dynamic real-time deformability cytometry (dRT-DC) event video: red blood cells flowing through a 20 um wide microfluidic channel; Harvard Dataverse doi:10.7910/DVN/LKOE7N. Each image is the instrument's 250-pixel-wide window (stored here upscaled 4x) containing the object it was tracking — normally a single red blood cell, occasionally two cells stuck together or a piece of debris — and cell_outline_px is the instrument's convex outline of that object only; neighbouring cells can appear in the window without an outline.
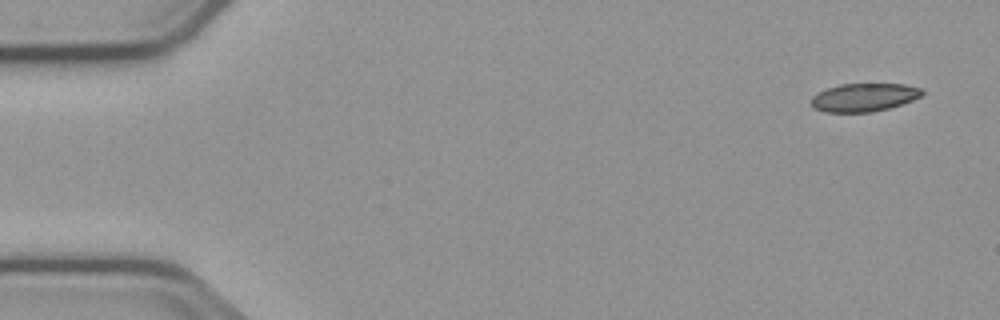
{"species": "common noctule bat (a hibernating species)", "species_latin": "Nyctalus noctula", "temperature_condition": "cold", "stored_images_in_passage": 3, "camera_frame_rate_fps": 3000, "um_per_image_px": 0.085, "animal": {"sex": "male", "body_mass_g": 23.1, "forearm_length_mm": 52.7}, "frame": {"image": 1, "passage_image": 1, "time_ms": 0.0, "image_size_px": [1000, 320], "cell_outline_px": [[924, 92], [920, 96], [912, 100], [888, 108], [872, 112], [824, 112], [816, 108], [812, 104], [812, 96], [828, 88], [840, 84], [904, 84], [920, 88]], "centroid_in_image_um": [73.44, 8.27], "position_along_channel_um": 11.6, "area_um2": 17.92}}